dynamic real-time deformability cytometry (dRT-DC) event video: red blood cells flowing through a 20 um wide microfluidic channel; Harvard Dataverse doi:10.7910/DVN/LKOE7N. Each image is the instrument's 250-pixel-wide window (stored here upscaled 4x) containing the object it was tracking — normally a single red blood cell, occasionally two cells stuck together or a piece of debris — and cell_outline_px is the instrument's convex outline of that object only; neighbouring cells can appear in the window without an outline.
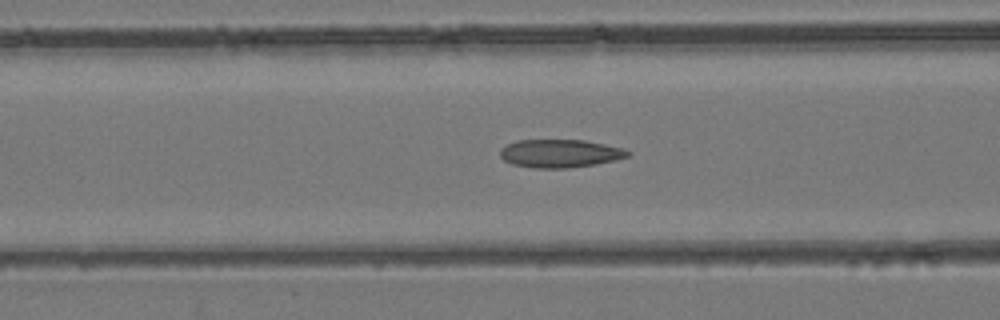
{"species": "common noctule bat (a hibernating species)", "species_latin": "Nyctalus noctula", "temperature_condition": "room temperature", "stored_images_in_passage": 45, "camera_frame_rate_fps": 3000, "um_per_image_px": 0.085, "animal": {"sex": "female", "body_mass_g": 24.6, "forearm_length_mm": 56.2}, "frame": {"image": 1, "passage_image": 18, "time_ms": 5.667, "image_size_px": [1000, 320], "cell_outline_px": [[632, 156], [616, 160], [596, 164], [568, 168], [536, 168], [512, 164], [504, 160], [500, 156], [500, 148], [516, 140], [584, 140], [624, 148], [632, 152]], "centroid_in_image_um": [47.64, 13.04], "position_along_channel_um": 119.0, "area_um2": 21.1}}
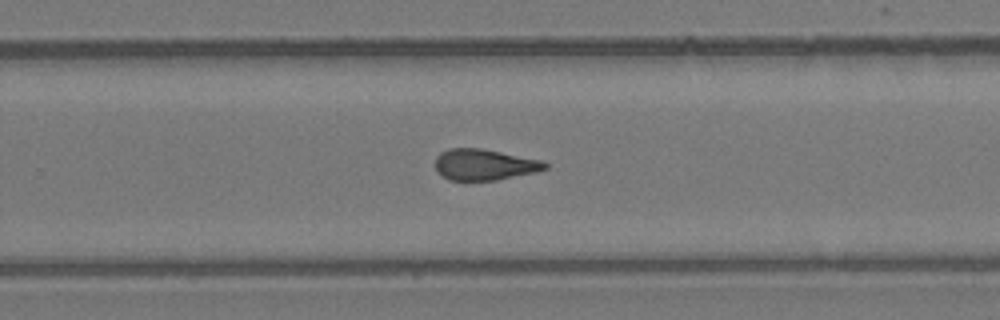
{"frame": {"image": 2, "passage_image": 29, "time_ms": 9.333, "image_size_px": [1000, 320], "cell_outline_px": [[548, 168], [536, 172], [496, 180], [448, 180], [436, 172], [436, 156], [440, 152], [448, 148], [480, 148], [544, 160], [548, 164]], "centroid_in_image_um": [41.17, 13.99], "position_along_channel_um": 288.6, "area_um2": 20.06}}
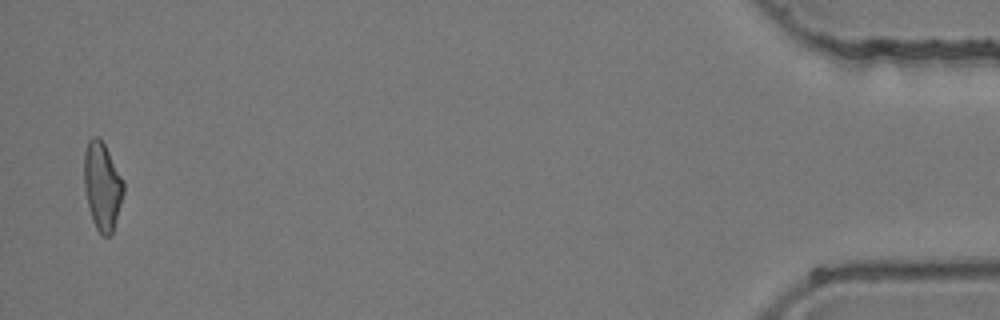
{"frame": {"image": 3, "passage_image": 44, "time_ms": 14.333, "image_size_px": [1000, 320], "cell_outline_px": [[124, 192], [112, 232], [108, 236], [104, 236], [96, 228], [92, 220], [88, 208], [84, 188], [84, 152], [88, 140], [92, 136], [96, 136], [104, 144], [124, 180]], "centroid_in_image_um": [8.68, 15.8], "position_along_channel_um": 426.5, "area_um2": 20.11}}